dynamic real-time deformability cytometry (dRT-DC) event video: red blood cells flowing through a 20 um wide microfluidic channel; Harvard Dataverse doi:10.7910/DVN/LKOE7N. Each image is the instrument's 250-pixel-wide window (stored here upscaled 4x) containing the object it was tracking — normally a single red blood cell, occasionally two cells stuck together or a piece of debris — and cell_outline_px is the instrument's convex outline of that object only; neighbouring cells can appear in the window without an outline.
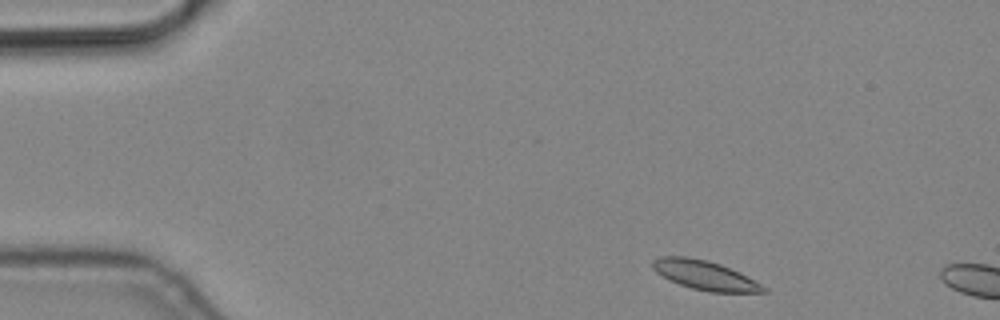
{"species": "common noctule bat (a hibernating species)", "species_latin": "Nyctalus noctula", "temperature_condition": "cold", "stored_images_in_passage": 2, "camera_frame_rate_fps": 3000, "um_per_image_px": 0.085, "animal": {"sex": "male", "body_mass_g": 19.2, "forearm_length_mm": 51.8}, "frame": {"image": 1, "passage_image": 1, "time_ms": 0.0, "image_size_px": [1000, 320], "cell_outline_px": [[768, 292], [708, 292], [692, 288], [668, 280], [656, 272], [652, 268], [652, 260], [660, 256], [684, 256], [708, 260], [720, 264], [740, 272], [748, 276], [768, 288]], "centroid_in_image_um": [59.91, 23.39], "position_along_channel_um": 25.1, "area_um2": 19.02}}